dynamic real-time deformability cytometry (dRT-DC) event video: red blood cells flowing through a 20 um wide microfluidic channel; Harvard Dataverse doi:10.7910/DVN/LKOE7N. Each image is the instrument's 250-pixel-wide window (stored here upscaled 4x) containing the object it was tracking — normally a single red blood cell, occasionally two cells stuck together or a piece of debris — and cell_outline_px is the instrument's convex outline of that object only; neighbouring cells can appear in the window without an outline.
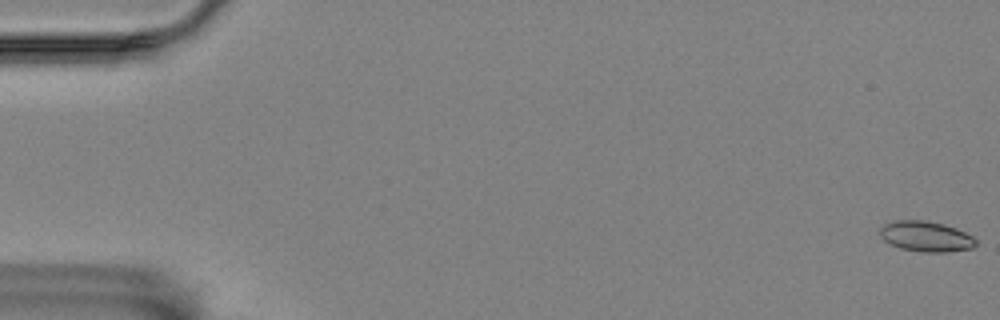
{"species": "Egyptian fruit bat (a non-hibernating species)", "species_latin": "Rousettus aegyptiacus", "temperature_condition": "room temperature", "stored_images_in_passage": 4, "camera_frame_rate_fps": 3000, "um_per_image_px": 0.085, "animal": {"sex": "female"}, "frame": {"image": 1, "passage_image": 1, "time_ms": 0.0, "image_size_px": [1000, 320], "cell_outline_px": [[976, 244], [972, 248], [948, 252], [924, 252], [900, 248], [884, 240], [880, 236], [880, 228], [884, 224], [892, 220], [928, 220], [944, 224], [956, 228], [972, 236], [976, 240]], "centroid_in_image_um": [78.7, 20.08], "position_along_channel_um": 6.3, "area_um2": 17.05}}